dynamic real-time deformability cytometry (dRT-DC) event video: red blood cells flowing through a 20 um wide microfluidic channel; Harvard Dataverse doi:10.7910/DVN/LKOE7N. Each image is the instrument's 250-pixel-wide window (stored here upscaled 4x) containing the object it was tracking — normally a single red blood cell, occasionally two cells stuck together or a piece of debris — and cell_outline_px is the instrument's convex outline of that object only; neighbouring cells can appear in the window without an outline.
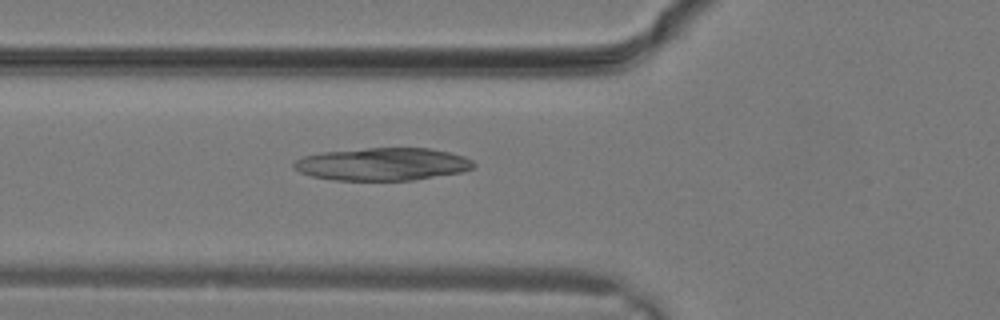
{"species": "common noctule bat (a hibernating species)", "species_latin": "Nyctalus noctula", "temperature_condition": "warm", "stored_images_in_passage": 8, "camera_frame_rate_fps": 3000, "um_per_image_px": 0.085, "animal": {"sex": "male", "body_mass_g": 19.2, "forearm_length_mm": 51.8}, "frame": {"image": 1, "passage_image": 6, "time_ms": 1.667, "image_size_px": [1000, 320], "cell_outline_px": [[476, 164], [472, 168], [460, 172], [412, 180], [332, 180], [312, 176], [300, 172], [292, 164], [296, 160], [304, 156], [320, 152], [368, 148], [428, 148], [448, 152], [464, 156], [472, 160]], "centroid_in_image_um": [32.51, 13.95], "position_along_channel_um": 93.3, "area_um2": 34.04}}
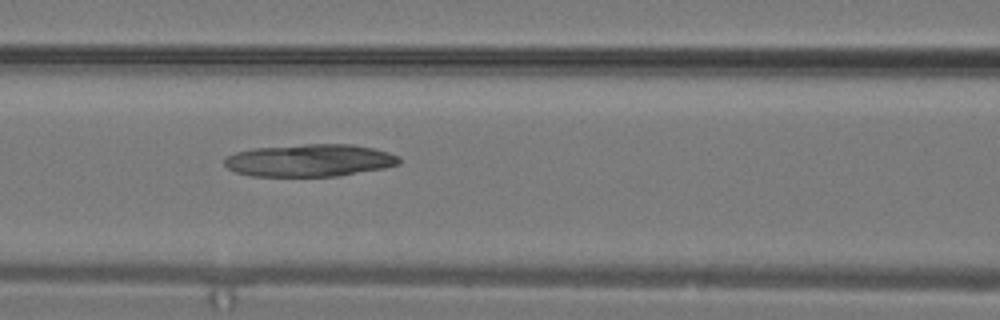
{"frame": {"image": 2, "passage_image": 8, "time_ms": 2.333, "image_size_px": [1000, 320], "cell_outline_px": [[400, 164], [384, 168], [340, 176], [252, 176], [236, 172], [228, 168], [224, 164], [224, 156], [236, 152], [252, 148], [304, 144], [352, 144], [372, 148], [388, 152], [400, 156]], "centroid_in_image_um": [26.31, 13.63], "position_along_channel_um": 140.3, "area_um2": 33.23}}